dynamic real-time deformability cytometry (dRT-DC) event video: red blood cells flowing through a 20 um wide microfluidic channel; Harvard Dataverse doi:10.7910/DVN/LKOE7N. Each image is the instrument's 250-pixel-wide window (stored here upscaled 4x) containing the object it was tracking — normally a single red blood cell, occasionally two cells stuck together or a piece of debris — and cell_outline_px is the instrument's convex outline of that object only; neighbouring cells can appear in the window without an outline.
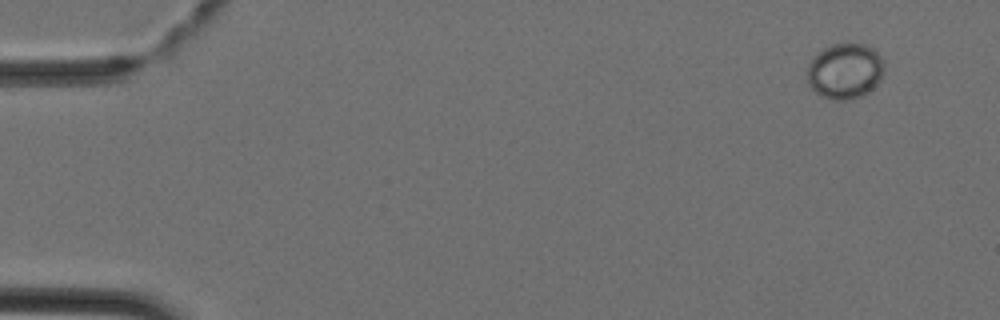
{"species": "Egyptian fruit bat (a non-hibernating species)", "species_latin": "Rousettus aegyptiacus", "temperature_condition": "cold", "stored_images_in_passage": 5, "camera_frame_rate_fps": 3000, "um_per_image_px": 0.085, "animal": {"sex": "female"}, "frame": {"image": 1, "passage_image": 1, "time_ms": 0.0, "image_size_px": [1000, 320], "cell_outline_px": [[884, 72], [880, 80], [868, 92], [852, 100], [832, 100], [820, 96], [808, 84], [808, 64], [812, 56], [816, 52], [832, 44], [864, 44], [872, 48], [880, 56], [884, 64]], "centroid_in_image_um": [71.8, 6.05], "position_along_channel_um": 13.2, "area_um2": 25.09}}